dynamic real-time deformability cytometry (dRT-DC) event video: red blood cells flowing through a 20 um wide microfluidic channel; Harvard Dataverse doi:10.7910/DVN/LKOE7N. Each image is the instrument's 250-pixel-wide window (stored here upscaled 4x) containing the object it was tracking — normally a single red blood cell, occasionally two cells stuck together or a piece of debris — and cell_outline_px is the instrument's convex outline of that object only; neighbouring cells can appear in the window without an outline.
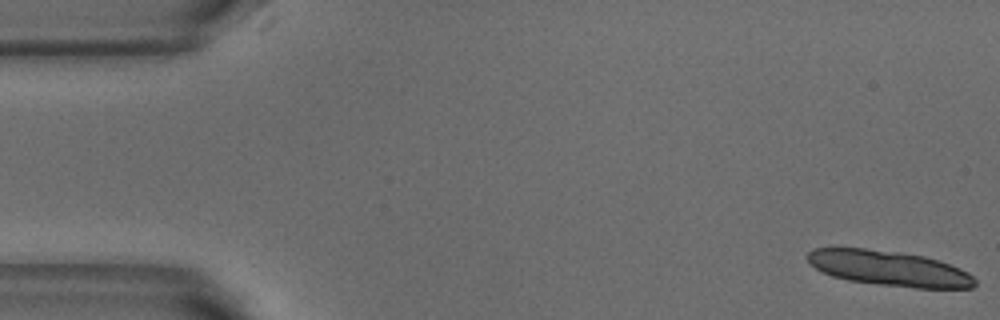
{"species": "common noctule bat (a hibernating species)", "species_latin": "Nyctalus noctula", "temperature_condition": "warm", "stored_images_in_passage": 6, "camera_frame_rate_fps": 3000, "um_per_image_px": 0.085, "animal": {"sex": "male", "body_mass_g": 18.8}, "frame": {"image": 1, "passage_image": 1, "time_ms": 0.0, "image_size_px": [1000, 320], "cell_outline_px": [[976, 284], [972, 288], [916, 288], [880, 284], [848, 280], [832, 276], [816, 268], [804, 256], [812, 248], [864, 248], [904, 252], [924, 256], [960, 268], [968, 272], [976, 280]], "centroid_in_image_um": [75.57, 22.8], "position_along_channel_um": 9.4, "area_um2": 34.28}}